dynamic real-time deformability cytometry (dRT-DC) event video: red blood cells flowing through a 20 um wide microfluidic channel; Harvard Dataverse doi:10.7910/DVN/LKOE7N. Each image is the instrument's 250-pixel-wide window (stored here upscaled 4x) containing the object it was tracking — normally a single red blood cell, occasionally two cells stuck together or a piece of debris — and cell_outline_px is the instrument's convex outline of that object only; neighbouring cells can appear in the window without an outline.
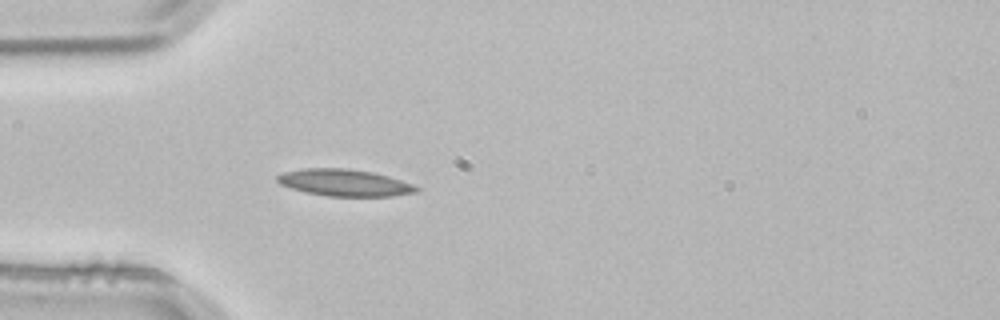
{"species": "common noctule bat (a hibernating species)", "species_latin": "Nyctalus noctula", "temperature_condition": "room temperature", "stored_images_in_passage": 1, "camera_frame_rate_fps": 3000, "um_per_image_px": 0.085, "animal": {"sex": "male", "body_mass_g": 21.5, "forearm_length_mm": 52.0}, "frame": {"image": 1, "passage_image": 1, "time_ms": 0.0, "image_size_px": [1000, 320], "cell_outline_px": [[420, 192], [392, 196], [328, 196], [304, 192], [280, 184], [276, 180], [276, 176], [284, 172], [304, 168], [348, 168], [372, 172], [388, 176], [412, 184], [420, 188]], "centroid_in_image_um": [29.29, 15.53], "position_along_channel_um": 55.7, "area_um2": 21.79}}